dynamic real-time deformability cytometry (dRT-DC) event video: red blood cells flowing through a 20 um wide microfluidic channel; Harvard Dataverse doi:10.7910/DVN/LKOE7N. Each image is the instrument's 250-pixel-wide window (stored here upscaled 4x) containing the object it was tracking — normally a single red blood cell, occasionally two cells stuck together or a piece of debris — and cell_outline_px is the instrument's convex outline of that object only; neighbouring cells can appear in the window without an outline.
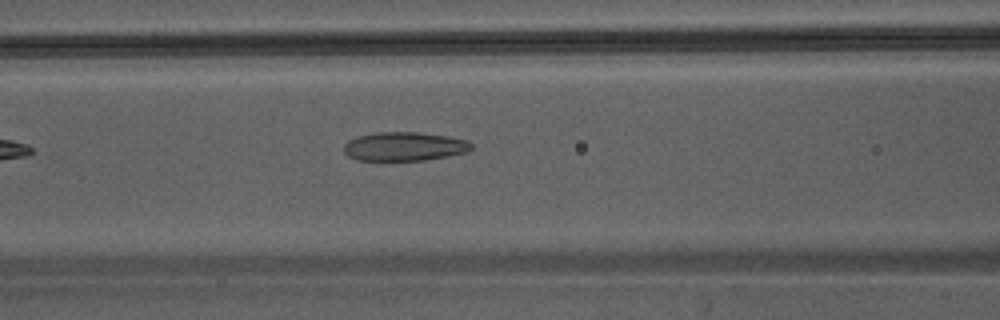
{"species": "Egyptian fruit bat (a non-hibernating species)", "species_latin": "Rousettus aegyptiacus", "temperature_condition": "warm", "stored_images_in_passage": 5, "camera_frame_rate_fps": 3000, "um_per_image_px": 0.085, "animal": {"sex": "male"}, "frame": {"image": 1, "passage_image": 5, "time_ms": 1.333, "image_size_px": [1000, 320], "cell_outline_px": [[472, 148], [468, 152], [448, 156], [424, 160], [360, 160], [348, 156], [344, 152], [344, 144], [348, 140], [356, 136], [376, 132], [416, 132], [448, 136], [468, 140], [472, 144]], "centroid_in_image_um": [34.37, 12.44], "position_along_channel_um": 132.2, "area_um2": 21.5}}